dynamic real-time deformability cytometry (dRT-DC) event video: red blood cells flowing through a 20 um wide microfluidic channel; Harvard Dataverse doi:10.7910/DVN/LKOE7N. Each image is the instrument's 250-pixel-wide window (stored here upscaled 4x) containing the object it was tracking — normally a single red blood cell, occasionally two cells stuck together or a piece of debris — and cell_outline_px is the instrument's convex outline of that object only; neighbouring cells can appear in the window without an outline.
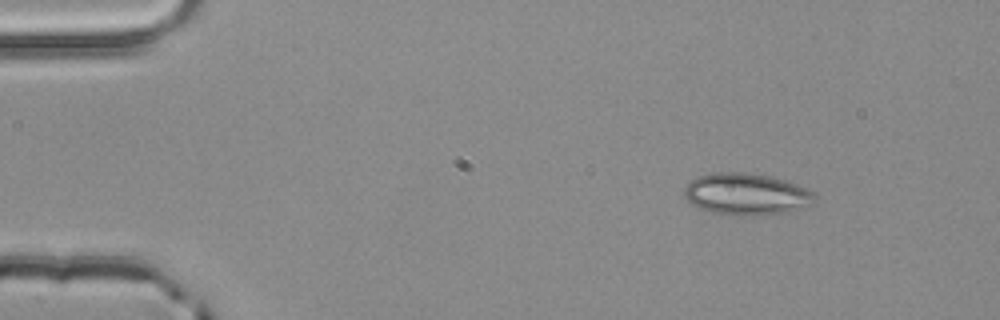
{"species": "common noctule bat (a hibernating species)", "species_latin": "Nyctalus noctula", "temperature_condition": "room temperature", "stored_images_in_passage": 3, "camera_frame_rate_fps": 3000, "um_per_image_px": 0.085, "animal": {"sex": "male", "body_mass_g": 20.4}, "frame": {"image": 1, "passage_image": 1, "time_ms": 0.0, "image_size_px": [1000, 320], "cell_outline_px": [[816, 200], [812, 204], [792, 212], [752, 216], [732, 216], [708, 212], [692, 204], [684, 196], [684, 188], [692, 180], [700, 176], [712, 172], [744, 172], [772, 176], [796, 184], [812, 192], [816, 196]], "centroid_in_image_um": [63.45, 16.52], "position_along_channel_um": 21.6, "area_um2": 32.14}}